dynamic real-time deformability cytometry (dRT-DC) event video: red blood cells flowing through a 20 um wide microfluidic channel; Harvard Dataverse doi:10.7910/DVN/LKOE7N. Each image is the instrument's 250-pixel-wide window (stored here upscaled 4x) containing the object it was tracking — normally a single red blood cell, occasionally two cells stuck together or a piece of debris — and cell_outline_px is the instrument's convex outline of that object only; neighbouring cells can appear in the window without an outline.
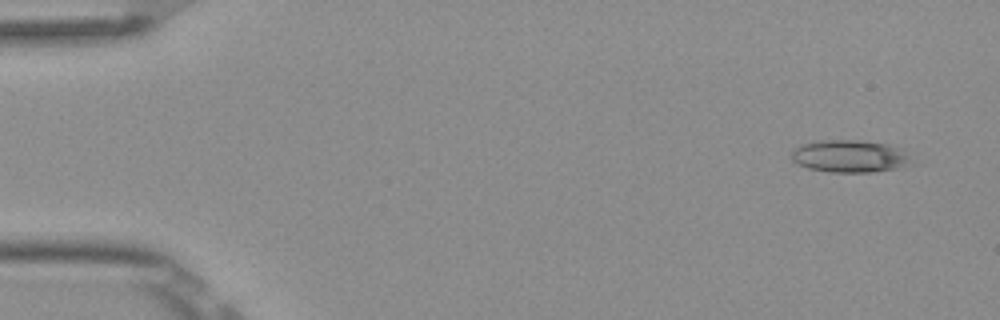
{"species": "Egyptian fruit bat (a non-hibernating species)", "species_latin": "Rousettus aegyptiacus", "temperature_condition": "room temperature", "stored_images_in_passage": 6, "camera_frame_rate_fps": 3000, "um_per_image_px": 0.085, "frame": {"image": 1, "passage_image": 1, "time_ms": 0.0, "image_size_px": [1000, 320], "cell_outline_px": [[912, 160], [908, 164], [900, 168], [872, 172], [828, 172], [808, 168], [792, 160], [792, 152], [800, 144], [820, 140], [860, 140], [888, 144], [904, 148]], "centroid_in_image_um": [72.28, 13.27], "position_along_channel_um": 12.7, "area_um2": 22.83}}
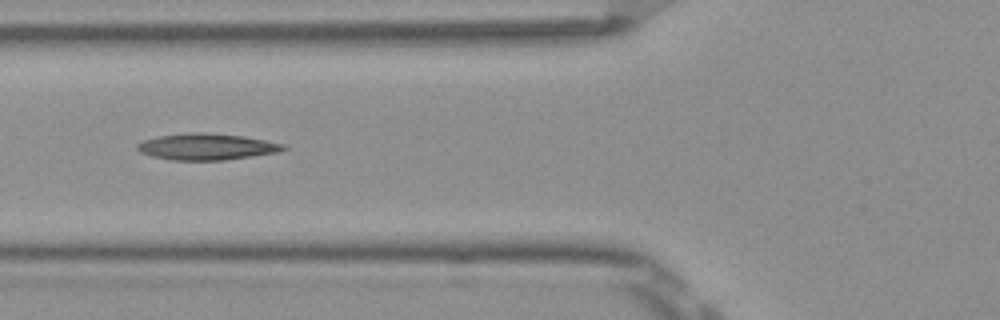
{"frame": {"image": 2, "passage_image": 6, "time_ms": 1.667, "image_size_px": [1000, 320], "cell_outline_px": [[288, 148], [280, 152], [224, 160], [172, 160], [152, 156], [140, 152], [136, 148], [136, 144], [144, 140], [160, 136], [188, 132], [204, 132], [244, 136], [288, 144]], "centroid_in_image_um": [17.62, 12.46], "position_along_channel_um": 108.2, "area_um2": 22.66}}